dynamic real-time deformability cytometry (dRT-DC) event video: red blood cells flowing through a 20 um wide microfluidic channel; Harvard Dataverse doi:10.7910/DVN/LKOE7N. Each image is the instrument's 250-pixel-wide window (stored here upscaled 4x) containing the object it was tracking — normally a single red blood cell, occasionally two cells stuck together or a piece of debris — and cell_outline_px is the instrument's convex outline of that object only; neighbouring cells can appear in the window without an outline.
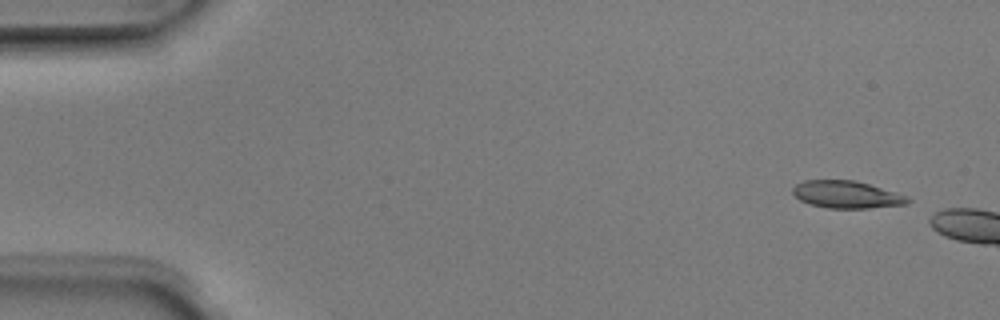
{"species": "Egyptian fruit bat (a non-hibernating species)", "species_latin": "Rousettus aegyptiacus", "temperature_condition": "room temperature", "stored_images_in_passage": 4, "camera_frame_rate_fps": 3000, "um_per_image_px": 0.085, "animal": {"sex": "male"}, "frame": {"image": 1, "passage_image": 1, "time_ms": 0.0, "image_size_px": [1000, 320], "cell_outline_px": [[912, 200], [908, 204], [868, 208], [828, 208], [812, 204], [800, 200], [792, 192], [792, 188], [796, 184], [804, 180], [856, 180], [896, 192], [908, 196]], "centroid_in_image_um": [72.0, 16.53], "position_along_channel_um": 13.0, "area_um2": 18.32}}